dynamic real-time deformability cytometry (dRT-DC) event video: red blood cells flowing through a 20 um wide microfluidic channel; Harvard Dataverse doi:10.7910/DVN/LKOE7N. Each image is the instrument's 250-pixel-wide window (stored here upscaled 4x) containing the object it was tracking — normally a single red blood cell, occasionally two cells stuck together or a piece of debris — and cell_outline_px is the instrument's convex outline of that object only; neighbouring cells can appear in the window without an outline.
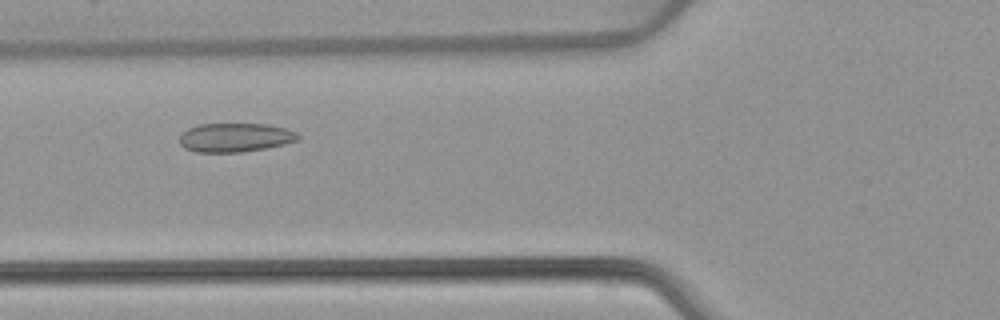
{"species": "common noctule bat (a hibernating species)", "species_latin": "Nyctalus noctula", "temperature_condition": "warm", "stored_images_in_passage": 48, "camera_frame_rate_fps": 3000, "um_per_image_px": 0.085, "animal": {"sex": "female", "body_mass_g": 22.7, "forearm_length_mm": 54.2}, "frame": {"image": 1, "passage_image": 15, "time_ms": 4.667, "image_size_px": [1000, 320], "cell_outline_px": [[300, 140], [284, 144], [244, 152], [196, 152], [184, 148], [180, 144], [180, 136], [188, 128], [200, 124], [268, 124], [284, 128], [296, 132], [300, 136]], "centroid_in_image_um": [20.0, 11.69], "position_along_channel_um": 105.8, "area_um2": 19.94}}
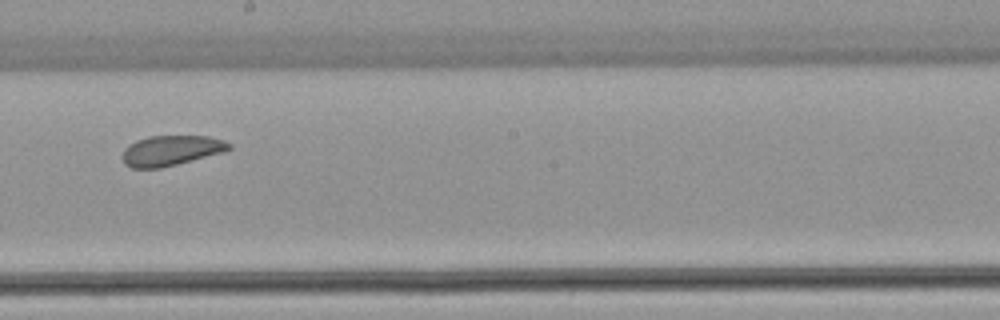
{"frame": {"image": 2, "passage_image": 25, "time_ms": 8.0, "image_size_px": [1000, 320], "cell_outline_px": [[232, 148], [224, 152], [160, 168], [132, 168], [124, 164], [120, 156], [124, 148], [128, 144], [136, 140], [148, 136], [208, 136], [224, 140], [232, 144]], "centroid_in_image_um": [14.5, 12.79], "position_along_channel_um": 233.7, "area_um2": 18.96}}
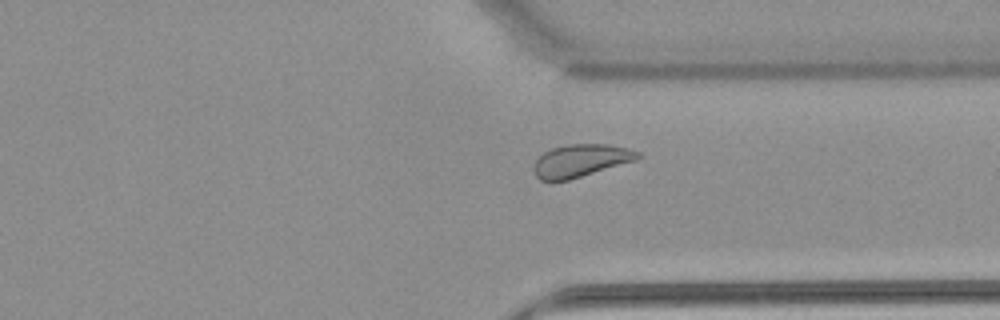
{"frame": {"image": 3, "passage_image": 35, "time_ms": 11.333, "image_size_px": [1000, 320], "cell_outline_px": [[644, 156], [636, 160], [568, 180], [540, 180], [536, 176], [532, 168], [536, 160], [544, 152], [552, 148], [568, 144], [608, 144], [628, 148], [640, 152]], "centroid_in_image_um": [49.38, 13.64], "position_along_channel_um": 362.0, "area_um2": 19.71}, "authors_computed_cell_mechanics": {"area_um2": 20.8658, "velocity_mm_per_s": 3.8422, "shape_relaxation_time_tau1_ms": 6.3237, "shape_relaxation_time_tau2_ms": 3.582, "deformation_change_tau1": 0.0928, "deformation_change_tau2": 0.0798}}